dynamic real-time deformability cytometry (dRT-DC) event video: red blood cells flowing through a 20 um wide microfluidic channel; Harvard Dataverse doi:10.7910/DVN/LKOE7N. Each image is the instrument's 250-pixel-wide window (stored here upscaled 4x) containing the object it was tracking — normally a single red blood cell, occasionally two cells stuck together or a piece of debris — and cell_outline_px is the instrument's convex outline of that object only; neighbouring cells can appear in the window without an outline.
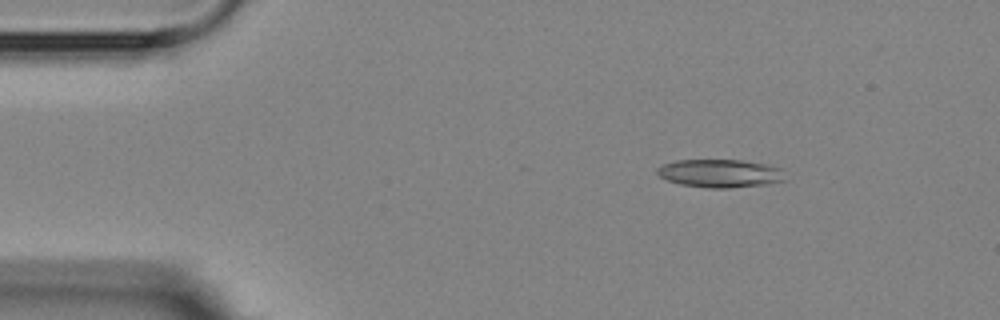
{"species": "Egyptian fruit bat (a non-hibernating species)", "species_latin": "Rousettus aegyptiacus", "temperature_condition": "room temperature", "stored_images_in_passage": 4, "camera_frame_rate_fps": 3000, "um_per_image_px": 0.085, "animal": {"sex": "female"}, "frame": {"image": 1, "passage_image": 2, "time_ms": 1.0, "image_size_px": [1000, 320], "cell_outline_px": [[784, 180], [764, 184], [728, 188], [708, 188], [680, 184], [668, 180], [660, 176], [656, 172], [656, 168], [660, 164], [676, 160], [740, 160], [764, 164], [780, 168]], "centroid_in_image_um": [61.11, 14.73], "position_along_channel_um": 23.9, "area_um2": 20.75}}